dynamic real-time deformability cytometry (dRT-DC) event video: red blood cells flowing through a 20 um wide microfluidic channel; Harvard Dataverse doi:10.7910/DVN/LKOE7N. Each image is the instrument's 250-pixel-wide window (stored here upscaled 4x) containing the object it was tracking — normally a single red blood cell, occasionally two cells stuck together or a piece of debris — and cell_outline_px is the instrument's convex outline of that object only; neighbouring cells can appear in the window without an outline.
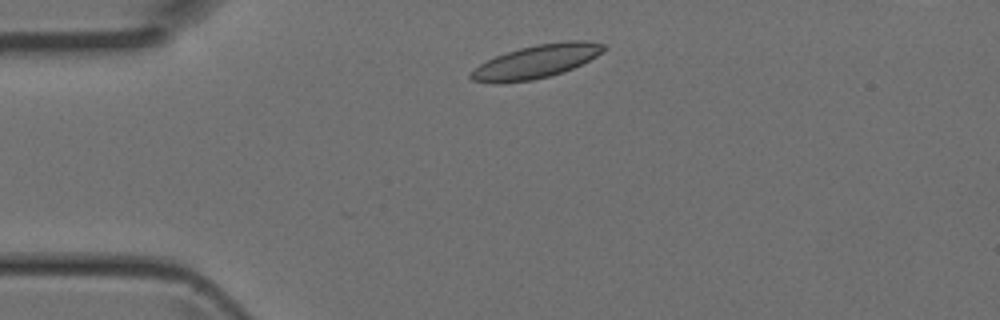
{"species": "Egyptian fruit bat (a non-hibernating species)", "species_latin": "Rousettus aegyptiacus", "temperature_condition": "room temperature", "stored_images_in_passage": 2, "camera_frame_rate_fps": 3000, "um_per_image_px": 0.085, "animal": {"sex": "female"}, "frame": {"image": 1, "passage_image": 1, "time_ms": 0.0, "image_size_px": [1000, 320], "cell_outline_px": [[604, 48], [596, 56], [572, 68], [548, 76], [532, 80], [500, 84], [492, 84], [472, 80], [468, 76], [480, 64], [496, 56], [520, 48], [536, 44], [564, 40], [588, 40], [604, 44]], "centroid_in_image_um": [45.55, 5.23], "position_along_channel_um": 39.5, "area_um2": 25.55}}